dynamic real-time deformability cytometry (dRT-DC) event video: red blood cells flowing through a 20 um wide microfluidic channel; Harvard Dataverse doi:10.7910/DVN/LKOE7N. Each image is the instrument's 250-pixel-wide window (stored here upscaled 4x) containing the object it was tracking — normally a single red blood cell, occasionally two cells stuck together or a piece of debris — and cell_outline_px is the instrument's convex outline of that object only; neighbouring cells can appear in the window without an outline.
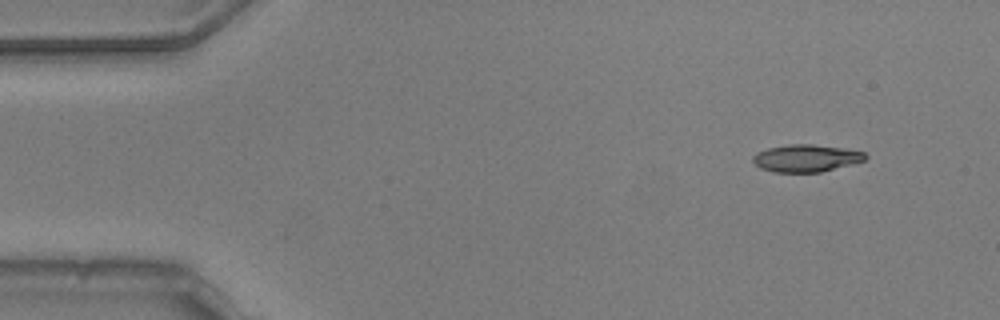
{"species": "common noctule bat (a hibernating species)", "species_latin": "Nyctalus noctula", "temperature_condition": "warm", "stored_images_in_passage": 13, "camera_frame_rate_fps": 3000, "um_per_image_px": 0.085, "animal": {"sex": "male", "body_mass_g": 20.5, "forearm_length_mm": 52.5}, "frame": {"image": 1, "passage_image": 1, "time_ms": 0.0, "image_size_px": [1000, 320], "cell_outline_px": [[868, 156], [864, 160], [852, 164], [820, 172], [772, 172], [760, 168], [752, 160], [752, 156], [756, 152], [768, 148], [788, 144], [812, 144], [840, 148], [864, 152]], "centroid_in_image_um": [68.48, 13.45], "position_along_channel_um": 16.5, "area_um2": 17.8}}
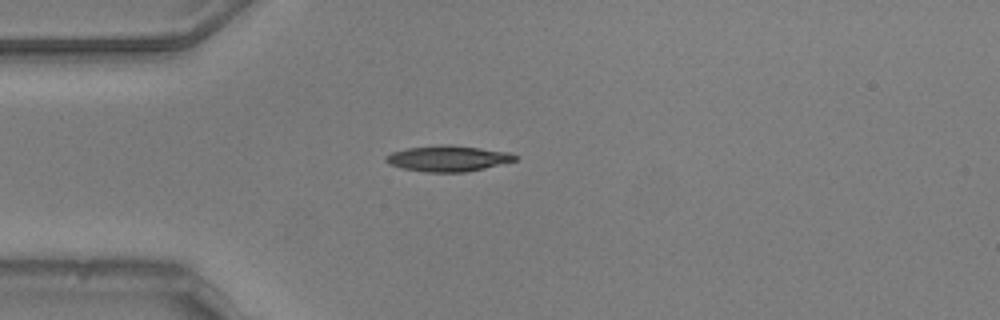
{"frame": {"image": 2, "passage_image": 10, "time_ms": 3.0, "image_size_px": [1000, 320], "cell_outline_px": [[516, 160], [468, 172], [424, 172], [400, 168], [388, 164], [384, 160], [384, 156], [392, 152], [408, 148], [440, 144], [448, 144], [480, 148], [508, 152], [516, 156]], "centroid_in_image_um": [38.01, 13.47], "position_along_channel_um": 47.0, "area_um2": 19.48}}